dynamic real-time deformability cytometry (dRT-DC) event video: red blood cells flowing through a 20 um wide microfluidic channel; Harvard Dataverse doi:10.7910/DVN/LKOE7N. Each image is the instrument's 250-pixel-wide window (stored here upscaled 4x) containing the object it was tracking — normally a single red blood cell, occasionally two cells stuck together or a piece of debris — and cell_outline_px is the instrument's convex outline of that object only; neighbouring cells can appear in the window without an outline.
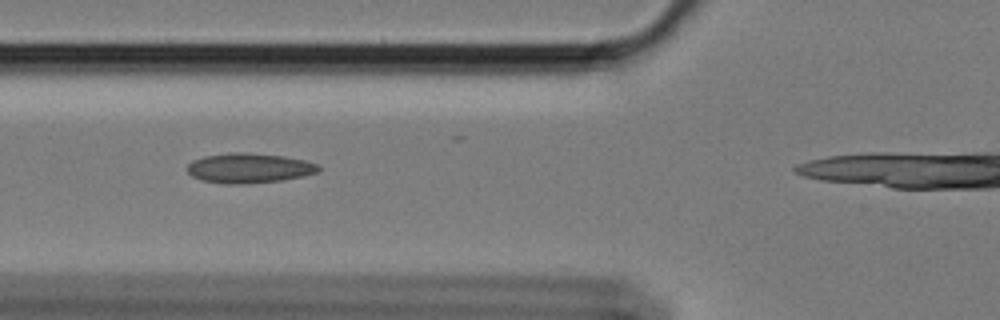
{"species": "Egyptian fruit bat (a non-hibernating species)", "species_latin": "Rousettus aegyptiacus", "temperature_condition": "cold", "stored_images_in_passage": 41, "camera_frame_rate_fps": 3000, "um_per_image_px": 0.085, "animal": {"sex": "female"}, "frame": {"image": 1, "passage_image": 12, "time_ms": 3.667, "image_size_px": [1000, 320], "cell_outline_px": [[320, 172], [280, 180], [248, 184], [224, 184], [200, 180], [192, 176], [188, 172], [188, 164], [192, 160], [204, 156], [232, 152], [248, 152], [284, 156], [304, 160], [320, 164]], "centroid_in_image_um": [21.17, 14.28], "position_along_channel_um": 104.6, "area_um2": 23.0}}
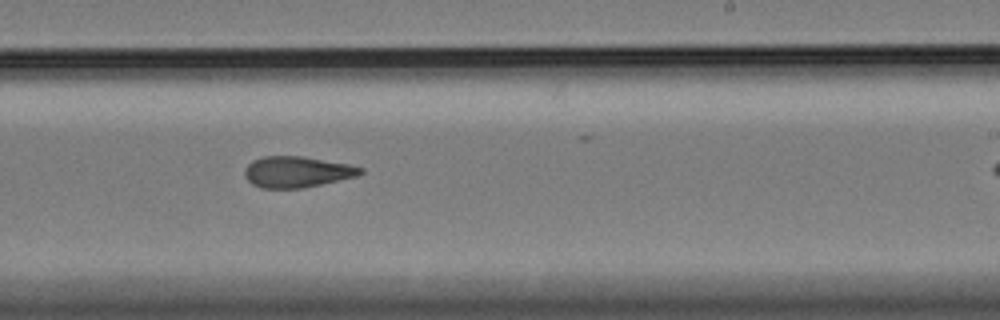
{"frame": {"image": 2, "passage_image": 26, "time_ms": 8.333, "image_size_px": [1000, 320], "cell_outline_px": [[364, 172], [356, 176], [304, 188], [260, 188], [252, 184], [244, 176], [244, 172], [248, 164], [252, 160], [264, 156], [300, 156], [348, 164], [364, 168]], "centroid_in_image_um": [25.22, 14.61], "position_along_channel_um": 263.8, "area_um2": 20.87}}
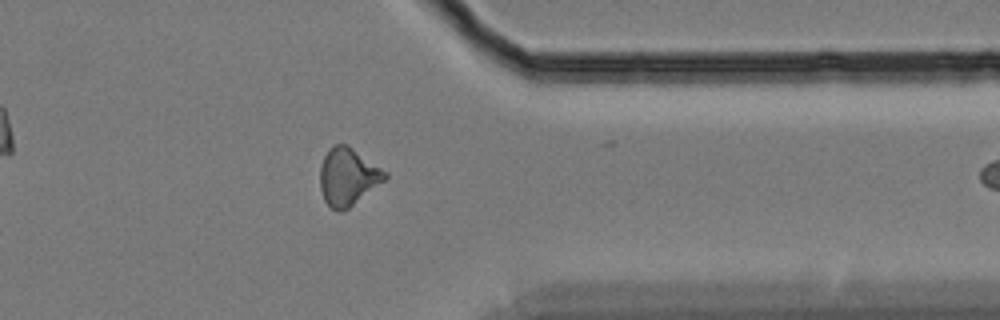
{"frame": {"image": 3, "passage_image": 37, "time_ms": 12.0, "image_size_px": [1000, 320], "cell_outline_px": [[388, 176], [384, 180], [344, 212], [340, 212], [332, 208], [324, 200], [320, 188], [320, 168], [324, 156], [328, 148], [332, 144], [348, 144], [388, 172]], "centroid_in_image_um": [29.56, 15.0], "position_along_channel_um": 381.8, "area_um2": 21.85}}